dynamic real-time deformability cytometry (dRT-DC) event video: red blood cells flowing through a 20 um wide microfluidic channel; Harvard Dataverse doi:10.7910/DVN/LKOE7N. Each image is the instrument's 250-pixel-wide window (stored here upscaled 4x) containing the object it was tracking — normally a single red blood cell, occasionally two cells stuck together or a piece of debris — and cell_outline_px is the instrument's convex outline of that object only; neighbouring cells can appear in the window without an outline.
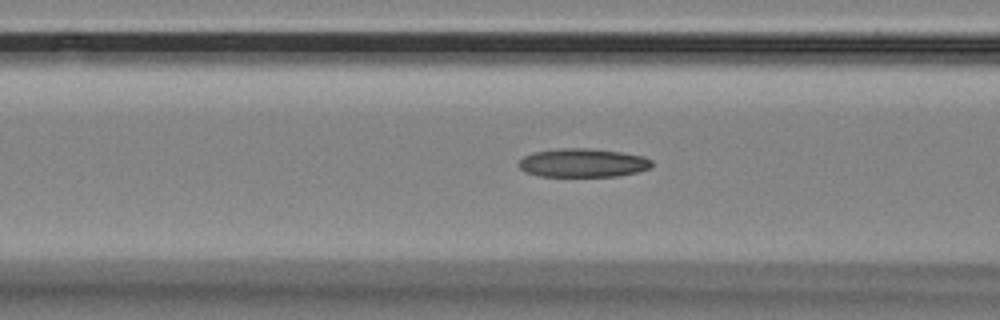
{"species": "Egyptian fruit bat (a non-hibernating species)", "species_latin": "Rousettus aegyptiacus", "temperature_condition": "room temperature", "stored_images_in_passage": 41, "camera_frame_rate_fps": 3000, "um_per_image_px": 0.085, "animal": {"sex": "female"}, "frame": {"image": 1, "passage_image": 7, "time_ms": 2.0, "image_size_px": [1000, 320], "cell_outline_px": [[652, 164], [648, 168], [636, 172], [616, 176], [540, 176], [524, 172], [520, 168], [520, 160], [524, 156], [536, 152], [560, 148], [588, 148], [620, 152], [644, 156], [652, 160]], "centroid_in_image_um": [49.54, 13.84], "position_along_channel_um": 117.1, "area_um2": 21.96}}
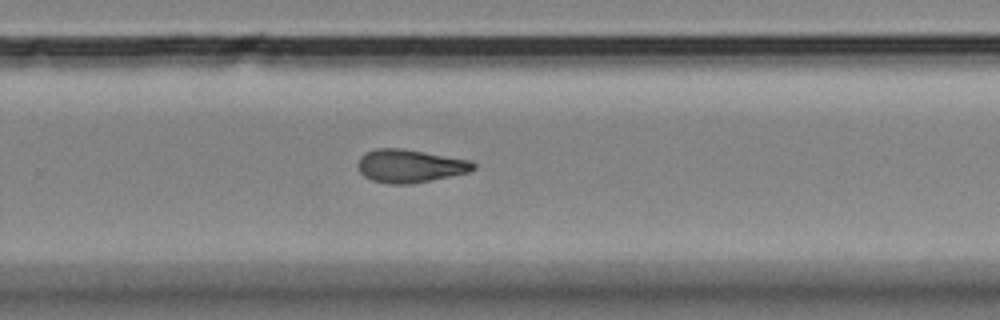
{"frame": {"image": 2, "passage_image": 22, "time_ms": 7.0, "image_size_px": [1000, 320], "cell_outline_px": [[476, 168], [468, 172], [452, 176], [412, 184], [388, 184], [372, 180], [364, 176], [360, 172], [356, 164], [360, 156], [364, 152], [376, 148], [400, 148], [472, 160], [476, 164]], "centroid_in_image_um": [34.83, 14.11], "position_along_channel_um": 295.0, "area_um2": 22.54}}
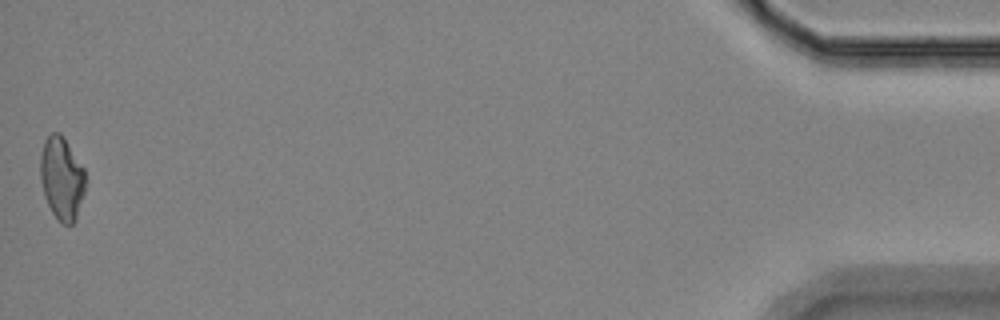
{"frame": {"image": 3, "passage_image": 41, "time_ms": 13.333, "image_size_px": [1000, 320], "cell_outline_px": [[84, 192], [76, 220], [72, 224], [60, 224], [52, 212], [44, 196], [40, 180], [40, 156], [44, 140], [52, 132], [60, 132], [84, 168]], "centroid_in_image_um": [5.23, 15.17], "position_along_channel_um": 430.0, "area_um2": 21.79}, "authors_computed_cell_mechanics": {"area_um2": 21.9062, "velocity_mm_per_s": 3.5584, "shape_relaxation_time_tau1_ms": null, "shape_relaxation_time_tau2_ms": 4.6684, "deformation_change_tau1": null, "deformation_change_tau2": 0.1275}}